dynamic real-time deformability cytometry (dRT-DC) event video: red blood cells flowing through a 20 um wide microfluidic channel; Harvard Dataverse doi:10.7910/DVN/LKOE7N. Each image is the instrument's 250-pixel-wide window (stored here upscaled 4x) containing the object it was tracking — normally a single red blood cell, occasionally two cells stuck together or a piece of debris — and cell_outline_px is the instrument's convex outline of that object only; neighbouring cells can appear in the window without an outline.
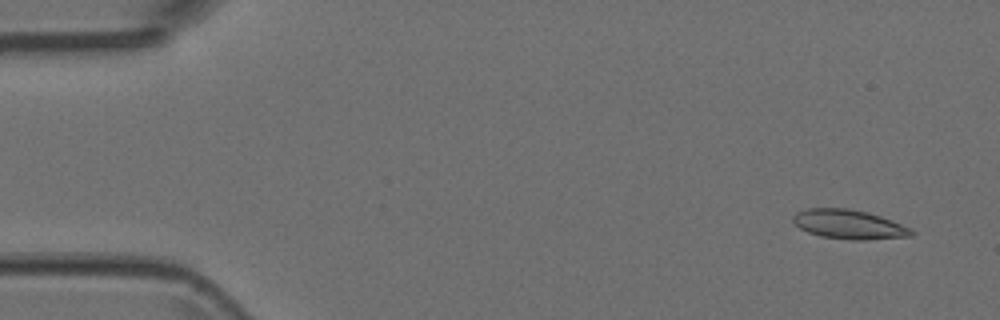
{"species": "Egyptian fruit bat (a non-hibernating species)", "species_latin": "Rousettus aegyptiacus", "temperature_condition": "room temperature", "stored_images_in_passage": 4, "camera_frame_rate_fps": 3000, "um_per_image_px": 0.085, "animal": {"sex": "female"}, "frame": {"image": 1, "passage_image": 1, "time_ms": 0.0, "image_size_px": [1000, 320], "cell_outline_px": [[916, 232], [912, 236], [868, 240], [852, 240], [820, 236], [808, 232], [800, 228], [792, 220], [792, 216], [796, 212], [808, 208], [848, 208], [868, 212], [892, 220], [912, 228]], "centroid_in_image_um": [72.19, 19.07], "position_along_channel_um": 12.8, "area_um2": 20.4}}
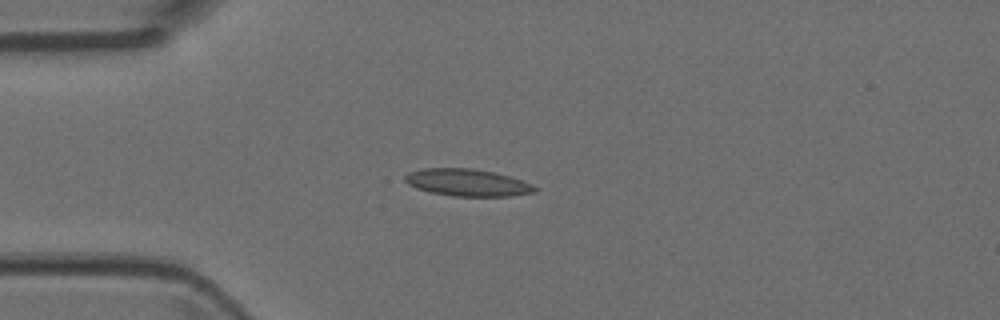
{"frame": {"image": 2, "passage_image": 4, "time_ms": 1.0, "image_size_px": [1000, 320], "cell_outline_px": [[540, 188], [536, 192], [512, 196], [452, 196], [432, 192], [416, 188], [408, 184], [404, 180], [404, 176], [408, 172], [424, 168], [472, 168], [496, 172], [532, 184]], "centroid_in_image_um": [39.74, 15.51], "position_along_channel_um": 45.3, "area_um2": 20.63}}